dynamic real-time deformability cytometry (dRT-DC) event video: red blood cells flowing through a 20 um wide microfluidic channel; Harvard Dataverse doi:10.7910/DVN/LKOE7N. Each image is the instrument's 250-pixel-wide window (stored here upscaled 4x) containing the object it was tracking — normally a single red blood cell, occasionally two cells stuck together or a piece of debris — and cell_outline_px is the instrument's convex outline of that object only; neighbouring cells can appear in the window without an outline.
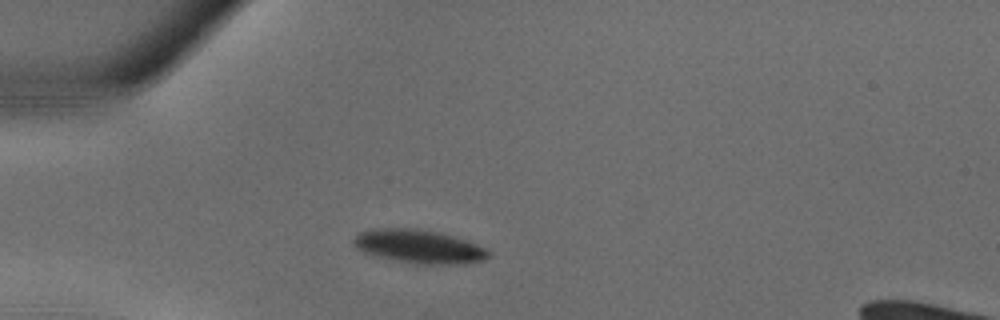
{"species": "common noctule bat (a hibernating species)", "species_latin": "Nyctalus noctula", "temperature_condition": "warm", "stored_images_in_passage": 28, "camera_frame_rate_fps": 3000, "um_per_image_px": 0.085, "animal": {"sex": "male", "body_mass_g": 18.8}, "frame": {"image": 1, "passage_image": 6, "time_ms": 1.667, "image_size_px": [1000, 320], "cell_outline_px": [[488, 256], [484, 260], [460, 264], [416, 264], [380, 256], [364, 252], [356, 248], [352, 240], [360, 232], [384, 228], [416, 228], [436, 232], [452, 236], [476, 244], [484, 248], [488, 252]], "centroid_in_image_um": [35.6, 20.95], "position_along_channel_um": 49.4, "area_um2": 25.72}}
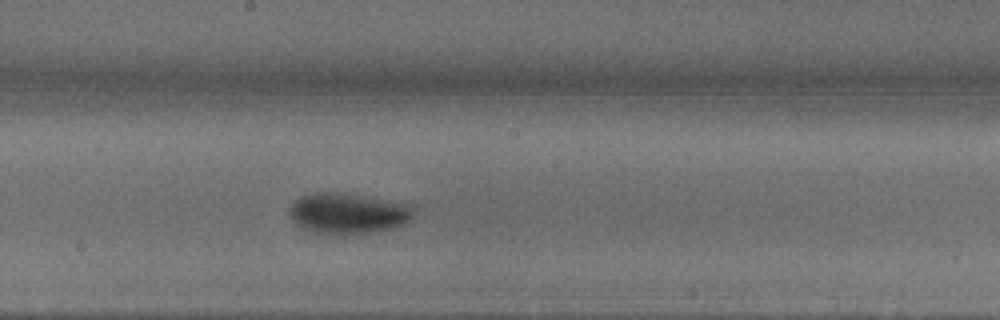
{"frame": {"image": 2, "passage_image": 16, "time_ms": 5.0, "image_size_px": [1000, 320], "cell_outline_px": [[412, 220], [396, 228], [372, 232], [332, 236], [328, 236], [312, 232], [300, 228], [288, 216], [288, 208], [300, 196], [316, 192], [344, 192], [408, 204], [412, 208]], "centroid_in_image_um": [29.51, 18.16], "position_along_channel_um": 218.7, "area_um2": 30.17}}
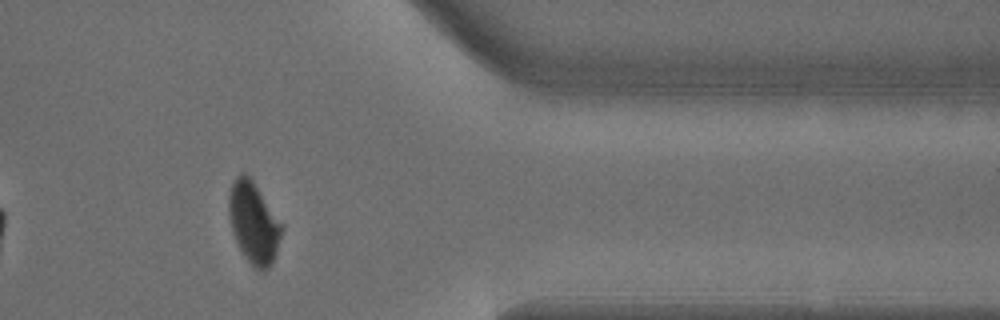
{"frame": {"image": 3, "passage_image": 26, "time_ms": 8.333, "image_size_px": [1000, 320], "cell_outline_px": [[280, 236], [276, 252], [272, 264], [264, 272], [260, 272], [244, 256], [236, 240], [228, 216], [228, 196], [232, 184], [236, 176], [240, 172], [244, 172], [252, 180], [280, 224]], "centroid_in_image_um": [21.5, 18.95], "position_along_channel_um": 389.9, "area_um2": 24.16}}